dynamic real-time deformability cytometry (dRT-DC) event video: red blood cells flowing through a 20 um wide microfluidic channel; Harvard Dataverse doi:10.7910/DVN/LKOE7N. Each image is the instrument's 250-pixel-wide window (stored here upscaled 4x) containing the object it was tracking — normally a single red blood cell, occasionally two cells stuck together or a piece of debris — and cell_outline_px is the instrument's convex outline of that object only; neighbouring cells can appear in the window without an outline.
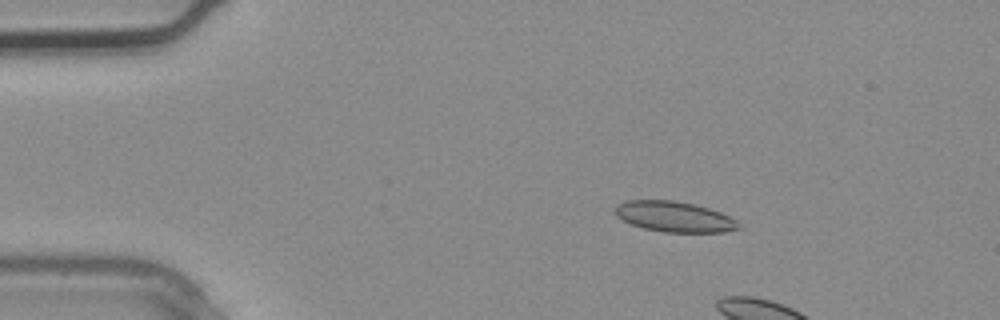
{"species": "common noctule bat (a hibernating species)", "species_latin": "Nyctalus noctula", "temperature_condition": "warm", "stored_images_in_passage": 4, "camera_frame_rate_fps": 3000, "um_per_image_px": 0.085, "animal": {"sex": "male", "body_mass_g": 20.4}, "frame": {"image": 1, "passage_image": 2, "time_ms": 0.333, "image_size_px": [1000, 320], "cell_outline_px": [[740, 228], [724, 232], [664, 232], [644, 228], [632, 224], [616, 216], [616, 204], [624, 200], [672, 200], [692, 204], [708, 208], [720, 212], [736, 220]], "centroid_in_image_um": [57.29, 18.41], "position_along_channel_um": 27.7, "area_um2": 21.73}}